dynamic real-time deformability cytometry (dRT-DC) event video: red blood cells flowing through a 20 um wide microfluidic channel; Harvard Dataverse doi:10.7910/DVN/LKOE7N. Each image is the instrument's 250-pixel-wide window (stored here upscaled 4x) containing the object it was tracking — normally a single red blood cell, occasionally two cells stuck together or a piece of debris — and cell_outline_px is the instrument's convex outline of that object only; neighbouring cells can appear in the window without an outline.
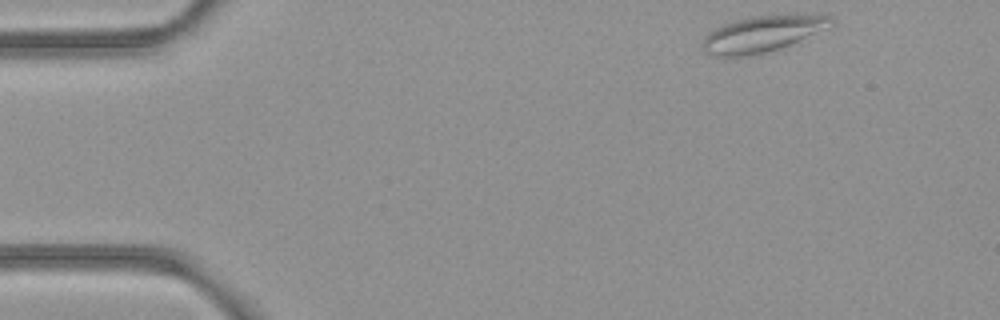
{"species": "common noctule bat (a hibernating species)", "species_latin": "Nyctalus noctula", "temperature_condition": "room temperature", "stored_images_in_passage": 47, "camera_frame_rate_fps": 3000, "um_per_image_px": 0.085, "animal": {"sex": "female", "body_mass_g": 21.9}, "frame": {"image": 1, "passage_image": 1, "time_ms": 0.0, "image_size_px": [1000, 320], "cell_outline_px": [[832, 24], [828, 28], [780, 48], [768, 52], [748, 56], [716, 56], [704, 52], [704, 36], [708, 32], [724, 24], [736, 20], [752, 16], [832, 16]], "centroid_in_image_um": [64.74, 2.91], "position_along_channel_um": 20.3, "area_um2": 26.24}}
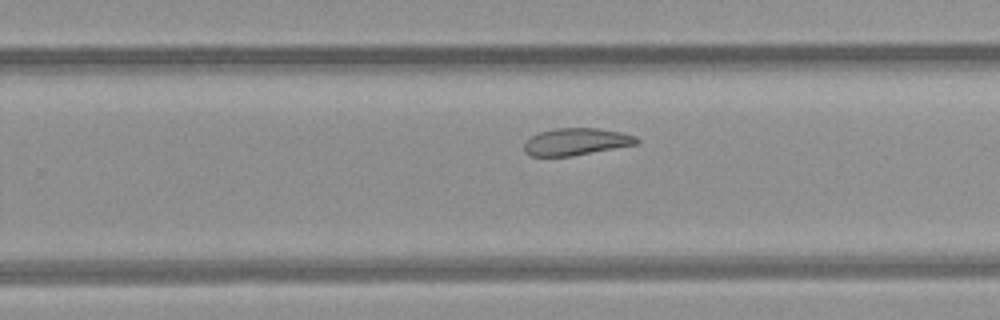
{"frame": {"image": 2, "passage_image": 28, "time_ms": 9.0, "image_size_px": [1000, 320], "cell_outline_px": [[640, 144], [572, 156], [532, 156], [524, 152], [524, 144], [532, 136], [540, 132], [556, 128], [596, 128], [620, 132], [636, 136], [640, 140]], "centroid_in_image_um": [49.02, 12.05], "position_along_channel_um": 280.8, "area_um2": 17.8}}
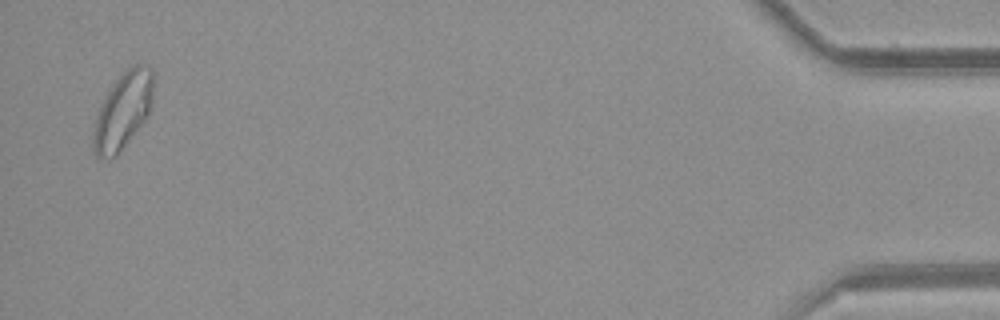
{"frame": {"image": 3, "passage_image": 46, "time_ms": 15.0, "image_size_px": [1000, 320], "cell_outline_px": [[152, 104], [148, 116], [116, 156], [100, 160], [96, 156], [92, 148], [92, 132], [96, 116], [108, 88], [132, 64], [148, 64], [152, 68]], "centroid_in_image_um": [10.43, 9.42], "position_along_channel_um": 424.8, "area_um2": 26.93}, "authors_computed_cell_mechanics": {"area_um2": 22.0796, "velocity_mm_per_s": 3.955, "shape_relaxation_time_tau1_ms": null, "shape_relaxation_time_tau2_ms": 5.0782, "deformation_change_tau1": null, "deformation_change_tau2": 0.1117}}